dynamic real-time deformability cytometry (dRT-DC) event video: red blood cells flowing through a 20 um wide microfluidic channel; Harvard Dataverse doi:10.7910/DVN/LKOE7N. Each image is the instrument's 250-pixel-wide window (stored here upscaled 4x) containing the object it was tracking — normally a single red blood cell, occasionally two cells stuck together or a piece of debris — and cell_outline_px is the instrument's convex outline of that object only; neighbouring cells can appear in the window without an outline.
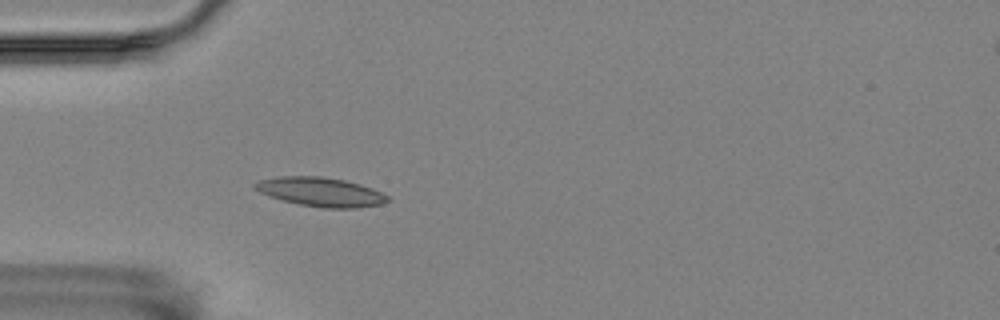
{"species": "Egyptian fruit bat (a non-hibernating species)", "species_latin": "Rousettus aegyptiacus", "temperature_condition": "room temperature", "stored_images_in_passage": 56, "camera_frame_rate_fps": 3000, "um_per_image_px": 0.085, "animal": {"sex": "female"}, "frame": {"image": 1, "passage_image": 16, "time_ms": 5.0, "image_size_px": [1000, 320], "cell_outline_px": [[392, 200], [384, 204], [360, 208], [320, 208], [280, 200], [268, 196], [260, 192], [252, 184], [260, 180], [280, 176], [320, 176], [344, 180], [360, 184], [372, 188], [388, 196]], "centroid_in_image_um": [27.29, 16.33], "position_along_channel_um": 57.7, "area_um2": 22.66}}
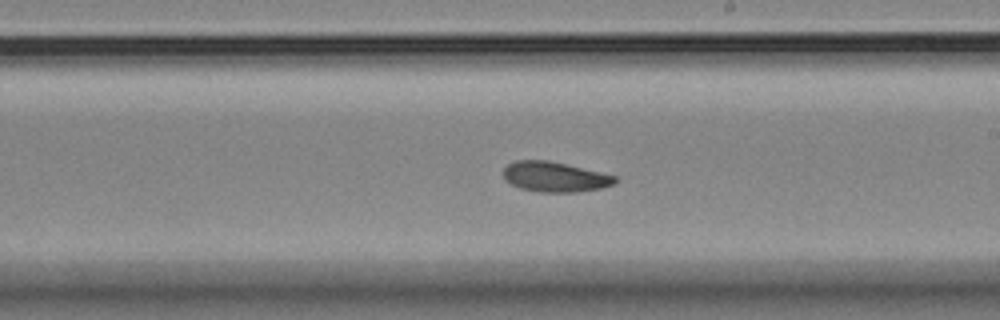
{"frame": {"image": 2, "passage_image": 32, "time_ms": 10.333, "image_size_px": [1000, 320], "cell_outline_px": [[620, 180], [616, 184], [600, 188], [576, 192], [540, 192], [520, 188], [504, 180], [504, 168], [508, 164], [516, 160], [548, 160], [616, 176]], "centroid_in_image_um": [47.17, 15.04], "position_along_channel_um": 241.8, "area_um2": 19.54}}
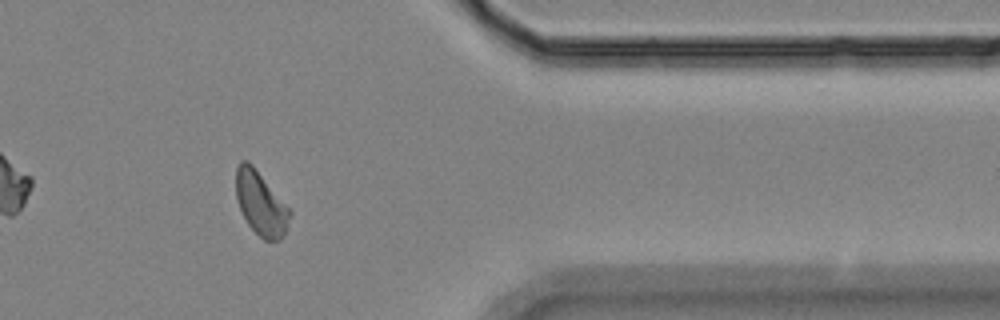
{"frame": {"image": 3, "passage_image": 46, "time_ms": 15.0, "image_size_px": [1000, 320], "cell_outline_px": [[292, 212], [284, 232], [280, 240], [264, 240], [248, 224], [240, 208], [236, 196], [236, 168], [240, 160], [248, 160], [252, 164]], "centroid_in_image_um": [22.14, 17.26], "position_along_channel_um": 389.3, "area_um2": 19.54}}